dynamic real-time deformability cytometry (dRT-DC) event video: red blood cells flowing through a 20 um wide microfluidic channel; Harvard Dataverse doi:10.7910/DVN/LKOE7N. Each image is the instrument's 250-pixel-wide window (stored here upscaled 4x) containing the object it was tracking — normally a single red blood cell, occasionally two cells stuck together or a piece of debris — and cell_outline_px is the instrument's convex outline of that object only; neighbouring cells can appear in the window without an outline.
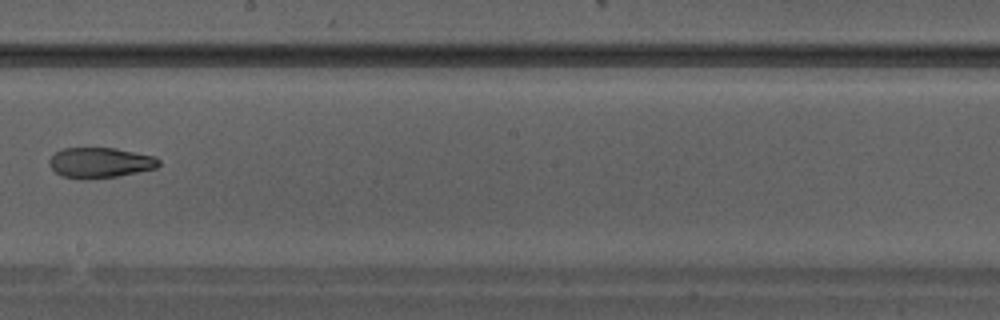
{"species": "Egyptian fruit bat (a non-hibernating species)", "species_latin": "Rousettus aegyptiacus", "temperature_condition": "warm", "stored_images_in_passage": 34, "camera_frame_rate_fps": 3000, "um_per_image_px": 0.085, "animal": {"sex": "male"}, "frame": {"image": 1, "passage_image": 20, "time_ms": 6.333, "image_size_px": [1000, 320], "cell_outline_px": [[160, 164], [156, 168], [120, 176], [64, 176], [56, 172], [48, 164], [48, 160], [56, 152], [64, 148], [116, 148], [152, 156], [160, 160]], "centroid_in_image_um": [8.54, 13.78], "position_along_channel_um": 239.7, "area_um2": 18.55}}